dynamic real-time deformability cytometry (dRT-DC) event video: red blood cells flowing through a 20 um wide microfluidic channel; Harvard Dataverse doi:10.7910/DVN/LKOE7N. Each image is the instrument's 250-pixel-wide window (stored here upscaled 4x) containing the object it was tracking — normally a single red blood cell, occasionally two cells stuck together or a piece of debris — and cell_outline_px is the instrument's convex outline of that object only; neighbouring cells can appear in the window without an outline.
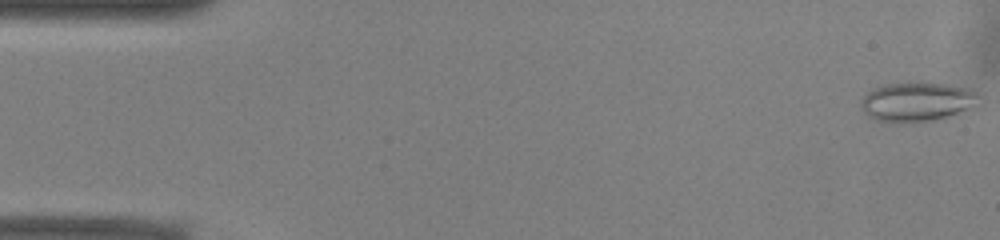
{"species": "common noctule bat (a hibernating species)", "species_latin": "Nyctalus noctula", "temperature_condition": "warm", "stored_images_in_passage": 52, "camera_frame_rate_fps": 3000, "um_per_image_px": 0.085, "animal": {"sex": "male", "body_mass_g": 13.0, "forearm_length_mm": 53.1}, "frame": {"image": 1, "passage_image": 1, "time_ms": 0.0, "image_size_px": [1000, 240], "cell_outline_px": [[980, 96], [976, 108], [932, 120], [908, 124], [888, 124], [876, 120], [868, 116], [864, 112], [860, 104], [860, 100], [872, 88], [884, 84], [920, 80], [948, 84], [972, 88]], "centroid_in_image_um": [77.95, 8.64], "position_along_channel_um": 7.0, "area_um2": 28.32}}
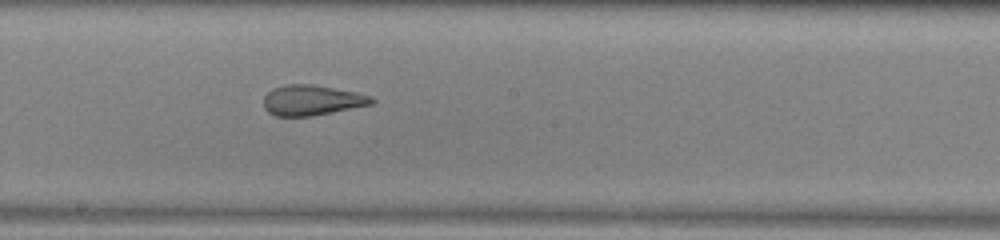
{"frame": {"image": 2, "passage_image": 28, "time_ms": 9.0, "image_size_px": [1000, 240], "cell_outline_px": [[376, 100], [372, 104], [312, 116], [276, 116], [268, 112], [264, 108], [264, 96], [272, 88], [288, 84], [312, 84], [356, 92], [372, 96]], "centroid_in_image_um": [26.5, 8.51], "position_along_channel_um": 221.7, "area_um2": 19.07}}
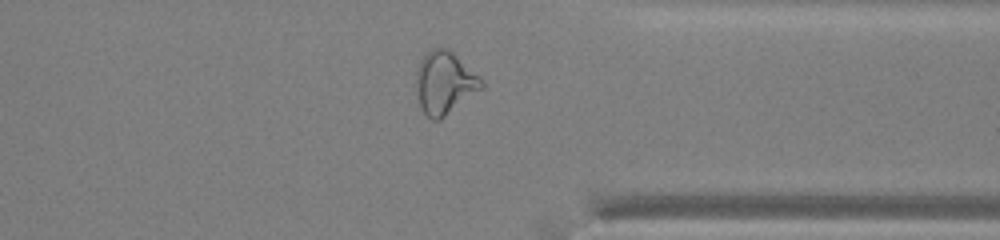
{"frame": {"image": 3, "passage_image": 40, "time_ms": 13.0, "image_size_px": [1000, 240], "cell_outline_px": [[484, 88], [440, 120], [432, 120], [420, 108], [416, 96], [416, 72], [420, 60], [424, 52], [432, 48], [448, 48], [480, 76], [484, 80]], "centroid_in_image_um": [37.79, 7.04], "position_along_channel_um": 373.6, "area_um2": 24.28}, "authors_computed_cell_mechanics": {"area_um2": 24.276, "velocity_mm_per_s": 3.938, "shape_relaxation_time_tau1_ms": null, "shape_relaxation_time_tau2_ms": 1.8798, "deformation_change_tau1": null, "deformation_change_tau2": 0.112}}